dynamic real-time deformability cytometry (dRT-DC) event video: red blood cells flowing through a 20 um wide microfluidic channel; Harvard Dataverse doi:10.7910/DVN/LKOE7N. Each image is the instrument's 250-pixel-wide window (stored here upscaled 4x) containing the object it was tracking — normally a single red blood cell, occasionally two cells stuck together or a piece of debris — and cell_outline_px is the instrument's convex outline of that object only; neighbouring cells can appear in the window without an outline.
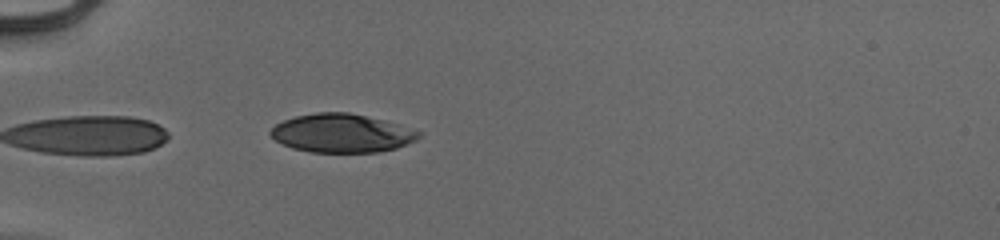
{"species": "human", "species_latin": "Homo sapiens", "temperature_condition": "cold", "stored_images_in_passage": 35, "camera_frame_rate_fps": 3000, "um_per_image_px": 0.085, "donor": {"sex": "male"}, "frame": {"image": 1, "passage_image": 1, "time_ms": 0.0, "image_size_px": [1000, 240], "cell_outline_px": [[420, 136], [416, 140], [396, 148], [380, 152], [312, 152], [292, 148], [276, 140], [268, 132], [276, 124], [284, 120], [296, 116], [316, 112], [348, 112], [380, 120], [420, 132]], "centroid_in_image_um": [28.99, 11.33], "position_along_channel_um": 56.0, "area_um2": 32.71}}
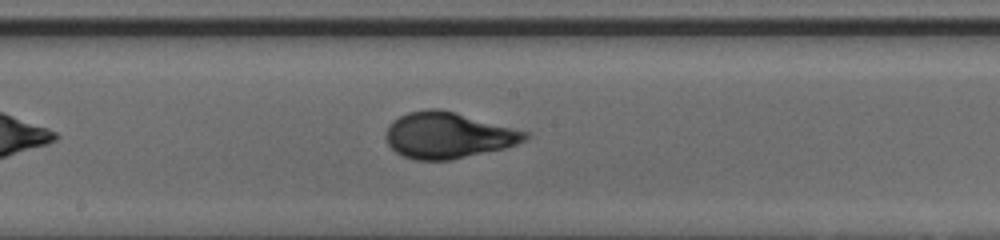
{"frame": {"image": 2, "passage_image": 14, "time_ms": 4.333, "image_size_px": [1000, 240], "cell_outline_px": [[532, 136], [528, 140], [504, 148], [452, 160], [416, 160], [404, 156], [396, 152], [388, 144], [384, 136], [388, 124], [392, 120], [408, 112], [428, 108], [440, 108], [456, 112], [532, 132]], "centroid_in_image_um": [38.12, 11.49], "position_along_channel_um": 210.1, "area_um2": 37.97}}
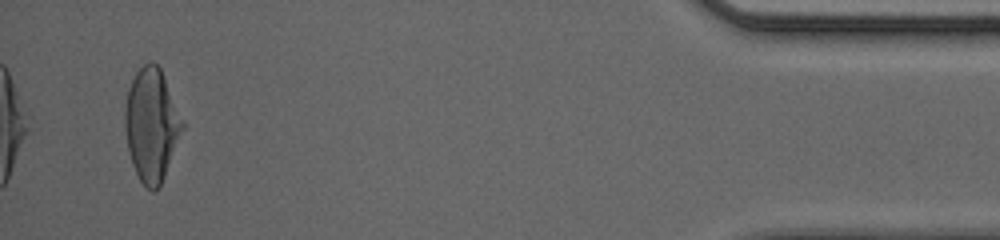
{"frame": {"image": 3, "passage_image": 35, "time_ms": 11.333, "image_size_px": [1000, 240], "cell_outline_px": [[184, 128], [164, 176], [160, 184], [152, 192], [140, 180], [132, 164], [128, 148], [124, 124], [124, 112], [128, 88], [136, 72], [148, 60], [152, 60], [160, 68], [184, 120]], "centroid_in_image_um": [12.88, 10.57], "position_along_channel_um": 422.3, "area_um2": 37.57}, "authors_computed_cell_mechanics": {"area_um2": 36.6452, "velocity_mm_per_s": 3.9718, "shape_relaxation_time_tau1_ms": 5.2636, "shape_relaxation_time_tau2_ms": null, "deformation_change_tau1": 0.2043, "deformation_change_tau2": null}}